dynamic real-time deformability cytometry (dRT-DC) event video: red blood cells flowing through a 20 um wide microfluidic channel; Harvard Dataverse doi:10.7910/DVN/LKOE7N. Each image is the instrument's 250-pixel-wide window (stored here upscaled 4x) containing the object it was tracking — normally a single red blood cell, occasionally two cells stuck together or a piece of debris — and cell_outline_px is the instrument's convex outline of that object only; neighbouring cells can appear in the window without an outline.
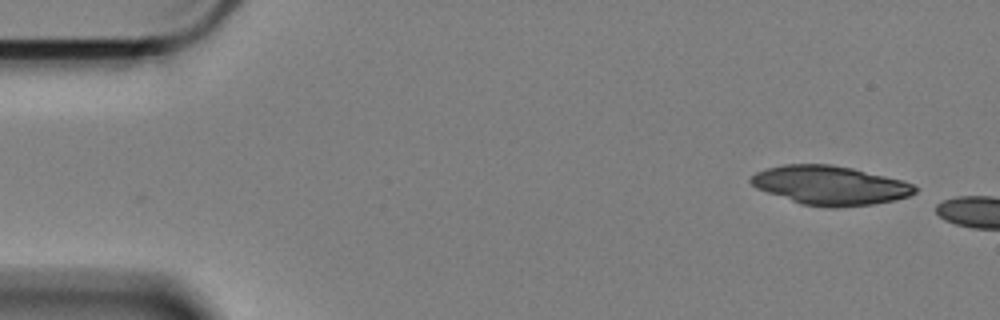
{"species": "Egyptian fruit bat (a non-hibernating species)", "species_latin": "Rousettus aegyptiacus", "temperature_condition": "cold", "stored_images_in_passage": 5, "camera_frame_rate_fps": 3000, "um_per_image_px": 0.085, "animal": {"sex": "female"}, "frame": {"image": 1, "passage_image": 1, "time_ms": 0.0, "image_size_px": [1000, 320], "cell_outline_px": [[916, 192], [908, 196], [896, 200], [872, 204], [836, 208], [832, 208], [800, 204], [756, 188], [748, 180], [756, 172], [768, 168], [784, 164], [828, 164], [852, 168], [900, 180], [912, 184], [916, 188]], "centroid_in_image_um": [70.52, 15.76], "position_along_channel_um": 14.5, "area_um2": 37.05}}